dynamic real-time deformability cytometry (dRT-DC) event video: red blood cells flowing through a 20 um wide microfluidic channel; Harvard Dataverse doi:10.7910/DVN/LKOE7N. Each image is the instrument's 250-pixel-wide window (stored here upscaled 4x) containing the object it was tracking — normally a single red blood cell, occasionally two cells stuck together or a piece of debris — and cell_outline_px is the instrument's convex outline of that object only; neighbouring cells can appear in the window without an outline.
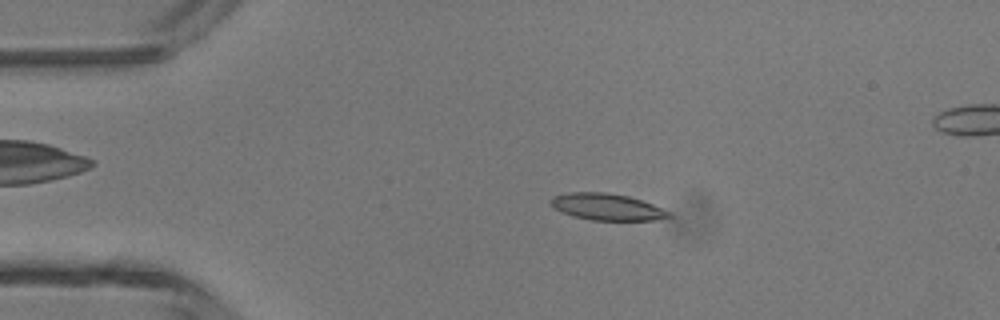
{"species": "common noctule bat (a hibernating species)", "species_latin": "Nyctalus noctula", "temperature_condition": "room temperature", "stored_images_in_passage": 47, "segment_of_instrument_passage": [1, 2], "camera_frame_rate_fps": 3000, "um_per_image_px": 0.085, "animal": {"sex": "male", "body_mass_g": 13.3}, "frame": {"image": 1, "passage_image": 9, "time_ms": 2.667, "image_size_px": [1000, 320], "cell_outline_px": [[672, 216], [656, 220], [592, 220], [572, 216], [560, 212], [548, 204], [548, 200], [552, 196], [568, 192], [604, 192], [628, 196], [652, 204], [672, 212]], "centroid_in_image_um": [51.53, 17.58], "position_along_channel_um": 33.5, "area_um2": 18.55}}
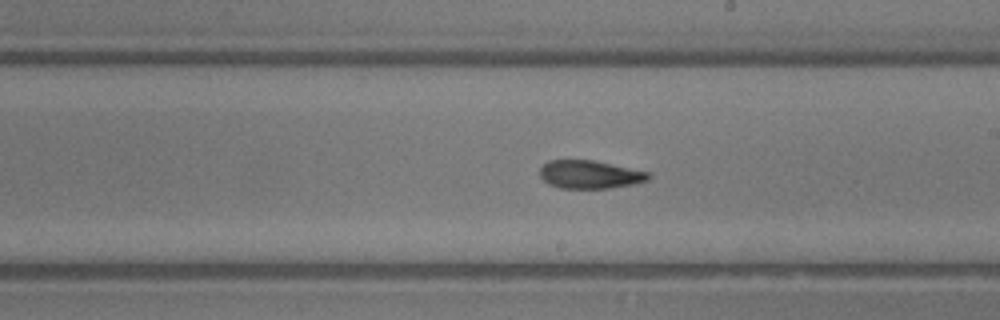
{"frame": {"image": 2, "passage_image": 26, "time_ms": 8.333, "image_size_px": [1000, 320], "cell_outline_px": [[652, 176], [648, 180], [632, 184], [608, 188], [560, 188], [548, 184], [540, 176], [540, 168], [548, 160], [592, 160], [648, 172]], "centroid_in_image_um": [50.11, 14.83], "position_along_channel_um": 238.9, "area_um2": 17.63}}
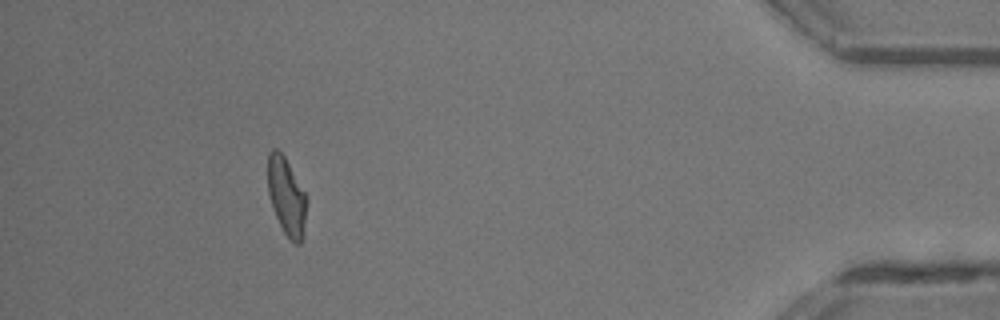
{"frame": {"image": 3, "passage_image": 42, "time_ms": 13.667, "image_size_px": [1000, 320], "cell_outline_px": [[308, 196], [304, 236], [300, 244], [296, 244], [284, 232], [272, 208], [268, 192], [268, 152], [272, 148], [276, 148], [284, 156]], "centroid_in_image_um": [24.38, 16.7], "position_along_channel_um": 410.8, "area_um2": 17.8}}